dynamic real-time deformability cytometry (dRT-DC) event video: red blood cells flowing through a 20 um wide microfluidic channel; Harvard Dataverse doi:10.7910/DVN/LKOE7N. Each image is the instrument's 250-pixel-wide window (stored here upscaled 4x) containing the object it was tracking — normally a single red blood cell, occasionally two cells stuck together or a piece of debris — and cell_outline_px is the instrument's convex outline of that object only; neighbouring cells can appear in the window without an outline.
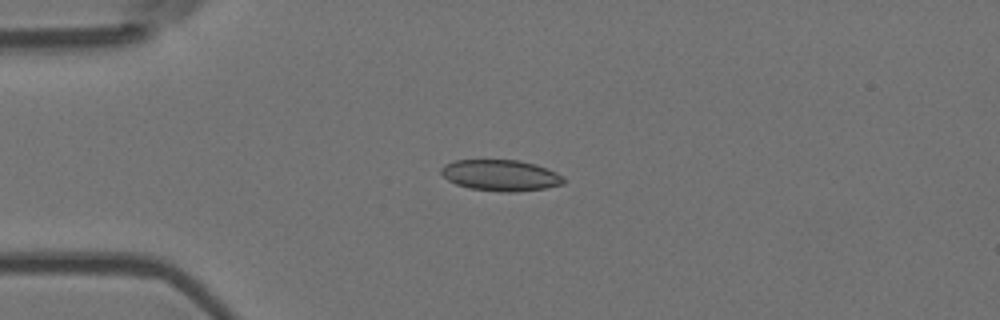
{"species": "Egyptian fruit bat (a non-hibernating species)", "species_latin": "Rousettus aegyptiacus", "temperature_condition": "room temperature", "stored_images_in_passage": 7, "camera_frame_rate_fps": 3000, "um_per_image_px": 0.085, "animal": {"sex": "female"}, "frame": {"image": 1, "passage_image": 4, "time_ms": 1.0, "image_size_px": [1000, 320], "cell_outline_px": [[564, 184], [544, 188], [516, 192], [500, 192], [468, 188], [456, 184], [448, 180], [440, 172], [440, 168], [444, 164], [456, 160], [520, 160], [536, 164], [556, 172], [564, 180]], "centroid_in_image_um": [42.53, 14.9], "position_along_channel_um": 42.5, "area_um2": 22.25}}
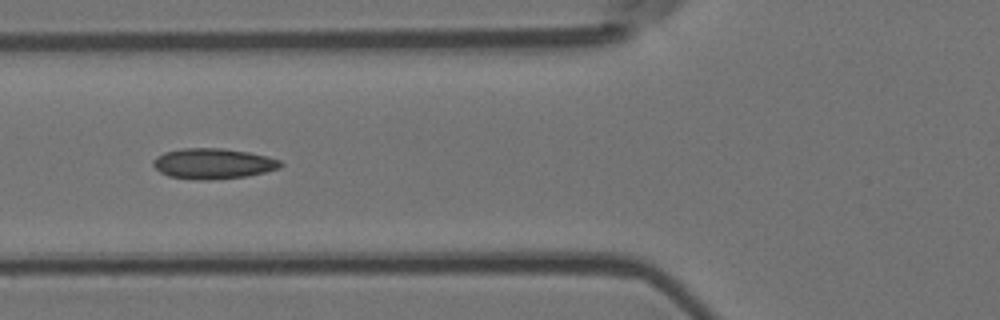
{"frame": {"image": 2, "passage_image": 6, "time_ms": 1.667, "image_size_px": [1000, 320], "cell_outline_px": [[284, 164], [280, 168], [248, 176], [208, 180], [196, 180], [168, 176], [160, 172], [152, 164], [152, 160], [156, 156], [164, 152], [180, 148], [224, 148], [248, 152], [268, 156], [280, 160]], "centroid_in_image_um": [18.1, 13.9], "position_along_channel_um": 107.7, "area_um2": 22.89}}
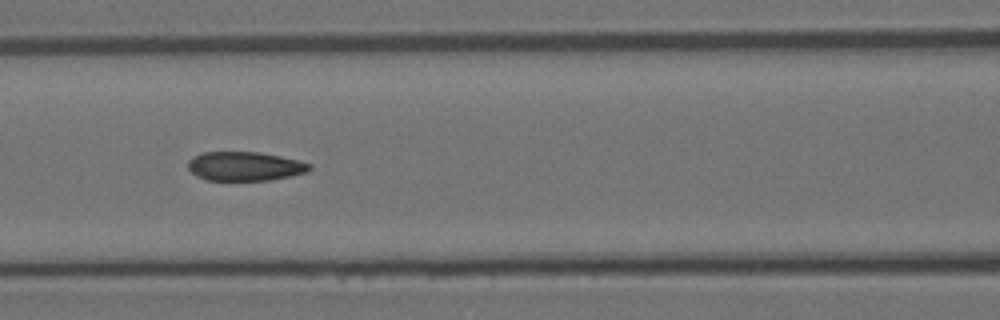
{"frame": {"image": 3, "passage_image": 7, "time_ms": 2.0, "image_size_px": [1000, 320], "cell_outline_px": [[312, 168], [308, 172], [292, 176], [268, 180], [208, 180], [196, 176], [188, 168], [188, 160], [192, 156], [204, 152], [260, 152], [300, 160], [312, 164]], "centroid_in_image_um": [20.84, 14.13], "position_along_channel_um": 145.8, "area_um2": 20.75}}